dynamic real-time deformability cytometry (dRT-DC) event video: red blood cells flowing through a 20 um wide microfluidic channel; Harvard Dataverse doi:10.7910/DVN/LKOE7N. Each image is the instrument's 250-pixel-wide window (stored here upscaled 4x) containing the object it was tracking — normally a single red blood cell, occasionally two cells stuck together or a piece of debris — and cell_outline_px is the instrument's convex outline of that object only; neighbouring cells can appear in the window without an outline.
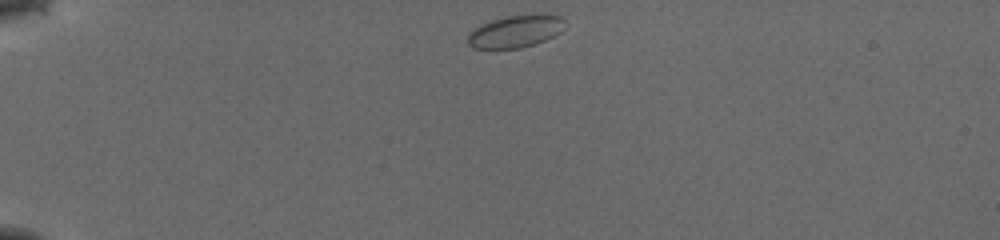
{"species": "common noctule bat (a hibernating species)", "species_latin": "Nyctalus noctula", "temperature_condition": "cold", "stored_images_in_passage": 42, "camera_frame_rate_fps": 3000, "um_per_image_px": 0.085, "animal": {"sex": "female", "body_mass_g": 19.5, "forearm_length_mm": 54.1}, "frame": {"image": 1, "passage_image": 1, "time_ms": 0.0, "image_size_px": [1000, 240], "cell_outline_px": [[564, 20], [560, 32], [544, 40], [520, 48], [496, 52], [472, 48], [468, 44], [468, 32], [480, 24], [504, 16], [560, 16]], "centroid_in_image_um": [43.65, 2.75], "position_along_channel_um": 41.3, "area_um2": 18.32}}
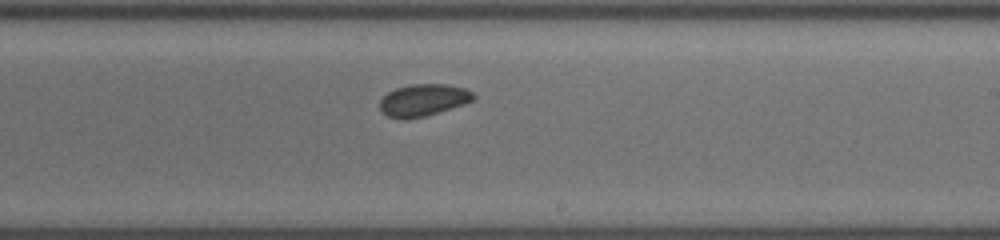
{"frame": {"image": 2, "passage_image": 22, "time_ms": 7.0, "image_size_px": [1000, 240], "cell_outline_px": [[476, 100], [464, 104], [424, 116], [404, 120], [388, 116], [380, 112], [380, 100], [388, 92], [396, 88], [412, 84], [444, 84], [464, 88], [472, 92], [476, 96]], "centroid_in_image_um": [35.97, 8.51], "position_along_channel_um": 253.0, "area_um2": 17.46}}
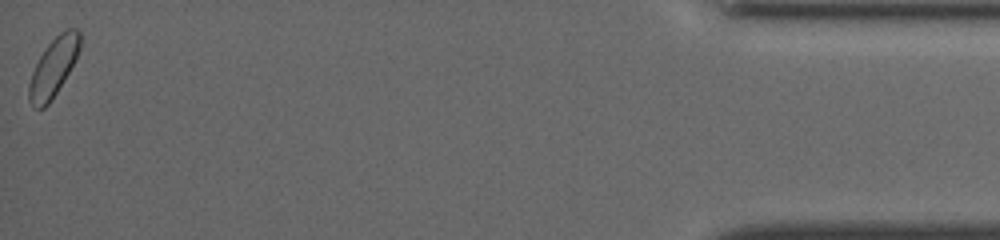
{"frame": {"image": 3, "passage_image": 42, "time_ms": 13.667, "image_size_px": [1000, 240], "cell_outline_px": [[80, 48], [68, 72], [52, 100], [44, 108], [36, 108], [28, 100], [28, 84], [32, 72], [44, 48], [60, 32], [68, 28], [80, 28]], "centroid_in_image_um": [4.53, 5.7], "position_along_channel_um": 430.7, "area_um2": 17.17}}